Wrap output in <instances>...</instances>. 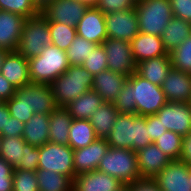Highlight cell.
I'll return each instance as SVG.
<instances>
[{
	"mask_svg": "<svg viewBox=\"0 0 191 191\" xmlns=\"http://www.w3.org/2000/svg\"><path fill=\"white\" fill-rule=\"evenodd\" d=\"M24 125L25 123L10 116V118L7 119L6 130H2L0 135L2 137H22Z\"/></svg>",
	"mask_w": 191,
	"mask_h": 191,
	"instance_id": "47",
	"label": "cell"
},
{
	"mask_svg": "<svg viewBox=\"0 0 191 191\" xmlns=\"http://www.w3.org/2000/svg\"><path fill=\"white\" fill-rule=\"evenodd\" d=\"M88 7L87 4L78 0H53L40 11V14L48 22H57L76 28Z\"/></svg>",
	"mask_w": 191,
	"mask_h": 191,
	"instance_id": "10",
	"label": "cell"
},
{
	"mask_svg": "<svg viewBox=\"0 0 191 191\" xmlns=\"http://www.w3.org/2000/svg\"><path fill=\"white\" fill-rule=\"evenodd\" d=\"M52 45L67 51L77 36L76 28L57 22H48Z\"/></svg>",
	"mask_w": 191,
	"mask_h": 191,
	"instance_id": "33",
	"label": "cell"
},
{
	"mask_svg": "<svg viewBox=\"0 0 191 191\" xmlns=\"http://www.w3.org/2000/svg\"><path fill=\"white\" fill-rule=\"evenodd\" d=\"M0 10L19 14L26 19L40 14L33 0H0Z\"/></svg>",
	"mask_w": 191,
	"mask_h": 191,
	"instance_id": "38",
	"label": "cell"
},
{
	"mask_svg": "<svg viewBox=\"0 0 191 191\" xmlns=\"http://www.w3.org/2000/svg\"><path fill=\"white\" fill-rule=\"evenodd\" d=\"M26 18L0 10V48L16 51Z\"/></svg>",
	"mask_w": 191,
	"mask_h": 191,
	"instance_id": "20",
	"label": "cell"
},
{
	"mask_svg": "<svg viewBox=\"0 0 191 191\" xmlns=\"http://www.w3.org/2000/svg\"><path fill=\"white\" fill-rule=\"evenodd\" d=\"M127 186L130 191H161L153 179H140Z\"/></svg>",
	"mask_w": 191,
	"mask_h": 191,
	"instance_id": "48",
	"label": "cell"
},
{
	"mask_svg": "<svg viewBox=\"0 0 191 191\" xmlns=\"http://www.w3.org/2000/svg\"><path fill=\"white\" fill-rule=\"evenodd\" d=\"M107 38L131 42L139 33L135 8L105 14Z\"/></svg>",
	"mask_w": 191,
	"mask_h": 191,
	"instance_id": "12",
	"label": "cell"
},
{
	"mask_svg": "<svg viewBox=\"0 0 191 191\" xmlns=\"http://www.w3.org/2000/svg\"><path fill=\"white\" fill-rule=\"evenodd\" d=\"M97 170L116 177L126 186L141 179L137 154L132 149L109 147Z\"/></svg>",
	"mask_w": 191,
	"mask_h": 191,
	"instance_id": "4",
	"label": "cell"
},
{
	"mask_svg": "<svg viewBox=\"0 0 191 191\" xmlns=\"http://www.w3.org/2000/svg\"><path fill=\"white\" fill-rule=\"evenodd\" d=\"M16 88L0 73V98L5 102L14 96Z\"/></svg>",
	"mask_w": 191,
	"mask_h": 191,
	"instance_id": "50",
	"label": "cell"
},
{
	"mask_svg": "<svg viewBox=\"0 0 191 191\" xmlns=\"http://www.w3.org/2000/svg\"><path fill=\"white\" fill-rule=\"evenodd\" d=\"M58 107H65L93 86V76L83 66H70L51 84Z\"/></svg>",
	"mask_w": 191,
	"mask_h": 191,
	"instance_id": "2",
	"label": "cell"
},
{
	"mask_svg": "<svg viewBox=\"0 0 191 191\" xmlns=\"http://www.w3.org/2000/svg\"><path fill=\"white\" fill-rule=\"evenodd\" d=\"M49 119L50 114H33L22 133L26 143L40 147L49 142Z\"/></svg>",
	"mask_w": 191,
	"mask_h": 191,
	"instance_id": "25",
	"label": "cell"
},
{
	"mask_svg": "<svg viewBox=\"0 0 191 191\" xmlns=\"http://www.w3.org/2000/svg\"><path fill=\"white\" fill-rule=\"evenodd\" d=\"M39 161V147L24 144L22 159L13 167L14 169L37 171Z\"/></svg>",
	"mask_w": 191,
	"mask_h": 191,
	"instance_id": "42",
	"label": "cell"
},
{
	"mask_svg": "<svg viewBox=\"0 0 191 191\" xmlns=\"http://www.w3.org/2000/svg\"><path fill=\"white\" fill-rule=\"evenodd\" d=\"M132 55L135 63L146 59L169 55L164 49L162 38L139 32L130 42Z\"/></svg>",
	"mask_w": 191,
	"mask_h": 191,
	"instance_id": "23",
	"label": "cell"
},
{
	"mask_svg": "<svg viewBox=\"0 0 191 191\" xmlns=\"http://www.w3.org/2000/svg\"><path fill=\"white\" fill-rule=\"evenodd\" d=\"M8 52L9 51L0 48V71H1V67H2L3 61H4V59H5V57H6Z\"/></svg>",
	"mask_w": 191,
	"mask_h": 191,
	"instance_id": "53",
	"label": "cell"
},
{
	"mask_svg": "<svg viewBox=\"0 0 191 191\" xmlns=\"http://www.w3.org/2000/svg\"><path fill=\"white\" fill-rule=\"evenodd\" d=\"M120 191H130L128 186H125L124 188H122Z\"/></svg>",
	"mask_w": 191,
	"mask_h": 191,
	"instance_id": "56",
	"label": "cell"
},
{
	"mask_svg": "<svg viewBox=\"0 0 191 191\" xmlns=\"http://www.w3.org/2000/svg\"><path fill=\"white\" fill-rule=\"evenodd\" d=\"M31 83L51 84L69 67L66 51L49 45L39 56L28 59Z\"/></svg>",
	"mask_w": 191,
	"mask_h": 191,
	"instance_id": "3",
	"label": "cell"
},
{
	"mask_svg": "<svg viewBox=\"0 0 191 191\" xmlns=\"http://www.w3.org/2000/svg\"><path fill=\"white\" fill-rule=\"evenodd\" d=\"M78 1L87 4L89 7L96 6L99 2V0H78Z\"/></svg>",
	"mask_w": 191,
	"mask_h": 191,
	"instance_id": "54",
	"label": "cell"
},
{
	"mask_svg": "<svg viewBox=\"0 0 191 191\" xmlns=\"http://www.w3.org/2000/svg\"><path fill=\"white\" fill-rule=\"evenodd\" d=\"M109 147L106 139L98 138L88 146L74 150L73 164L75 175L97 170L101 159Z\"/></svg>",
	"mask_w": 191,
	"mask_h": 191,
	"instance_id": "15",
	"label": "cell"
},
{
	"mask_svg": "<svg viewBox=\"0 0 191 191\" xmlns=\"http://www.w3.org/2000/svg\"><path fill=\"white\" fill-rule=\"evenodd\" d=\"M25 142L23 137H2L0 157L14 167L22 159Z\"/></svg>",
	"mask_w": 191,
	"mask_h": 191,
	"instance_id": "32",
	"label": "cell"
},
{
	"mask_svg": "<svg viewBox=\"0 0 191 191\" xmlns=\"http://www.w3.org/2000/svg\"><path fill=\"white\" fill-rule=\"evenodd\" d=\"M136 154L141 179H153L171 161L154 142L140 149Z\"/></svg>",
	"mask_w": 191,
	"mask_h": 191,
	"instance_id": "19",
	"label": "cell"
},
{
	"mask_svg": "<svg viewBox=\"0 0 191 191\" xmlns=\"http://www.w3.org/2000/svg\"><path fill=\"white\" fill-rule=\"evenodd\" d=\"M172 68L191 74V35L170 53Z\"/></svg>",
	"mask_w": 191,
	"mask_h": 191,
	"instance_id": "36",
	"label": "cell"
},
{
	"mask_svg": "<svg viewBox=\"0 0 191 191\" xmlns=\"http://www.w3.org/2000/svg\"><path fill=\"white\" fill-rule=\"evenodd\" d=\"M183 136L172 131H165L154 143L170 160H179L182 150Z\"/></svg>",
	"mask_w": 191,
	"mask_h": 191,
	"instance_id": "35",
	"label": "cell"
},
{
	"mask_svg": "<svg viewBox=\"0 0 191 191\" xmlns=\"http://www.w3.org/2000/svg\"><path fill=\"white\" fill-rule=\"evenodd\" d=\"M73 155L74 150L69 145L48 142L39 147L38 169L61 173L74 180Z\"/></svg>",
	"mask_w": 191,
	"mask_h": 191,
	"instance_id": "8",
	"label": "cell"
},
{
	"mask_svg": "<svg viewBox=\"0 0 191 191\" xmlns=\"http://www.w3.org/2000/svg\"><path fill=\"white\" fill-rule=\"evenodd\" d=\"M119 111L113 103H103L94 114L90 117V124L98 138L106 139L114 127L115 120Z\"/></svg>",
	"mask_w": 191,
	"mask_h": 191,
	"instance_id": "28",
	"label": "cell"
},
{
	"mask_svg": "<svg viewBox=\"0 0 191 191\" xmlns=\"http://www.w3.org/2000/svg\"><path fill=\"white\" fill-rule=\"evenodd\" d=\"M17 89L27 96V105L34 114H50L58 107L50 84L30 83Z\"/></svg>",
	"mask_w": 191,
	"mask_h": 191,
	"instance_id": "17",
	"label": "cell"
},
{
	"mask_svg": "<svg viewBox=\"0 0 191 191\" xmlns=\"http://www.w3.org/2000/svg\"><path fill=\"white\" fill-rule=\"evenodd\" d=\"M113 105L120 114H136V104L131 102V82L128 79L114 100Z\"/></svg>",
	"mask_w": 191,
	"mask_h": 191,
	"instance_id": "41",
	"label": "cell"
},
{
	"mask_svg": "<svg viewBox=\"0 0 191 191\" xmlns=\"http://www.w3.org/2000/svg\"><path fill=\"white\" fill-rule=\"evenodd\" d=\"M92 76L108 69L107 55L101 44H98L88 55L82 65Z\"/></svg>",
	"mask_w": 191,
	"mask_h": 191,
	"instance_id": "40",
	"label": "cell"
},
{
	"mask_svg": "<svg viewBox=\"0 0 191 191\" xmlns=\"http://www.w3.org/2000/svg\"><path fill=\"white\" fill-rule=\"evenodd\" d=\"M127 79L128 77L124 74L107 69L93 76L92 89L101 96L104 102L113 103Z\"/></svg>",
	"mask_w": 191,
	"mask_h": 191,
	"instance_id": "22",
	"label": "cell"
},
{
	"mask_svg": "<svg viewBox=\"0 0 191 191\" xmlns=\"http://www.w3.org/2000/svg\"><path fill=\"white\" fill-rule=\"evenodd\" d=\"M12 191H39L36 171L14 169Z\"/></svg>",
	"mask_w": 191,
	"mask_h": 191,
	"instance_id": "39",
	"label": "cell"
},
{
	"mask_svg": "<svg viewBox=\"0 0 191 191\" xmlns=\"http://www.w3.org/2000/svg\"><path fill=\"white\" fill-rule=\"evenodd\" d=\"M97 46V44L87 41L80 36H76L72 44L66 51L68 62L70 66H81L83 61L88 58L90 52Z\"/></svg>",
	"mask_w": 191,
	"mask_h": 191,
	"instance_id": "34",
	"label": "cell"
},
{
	"mask_svg": "<svg viewBox=\"0 0 191 191\" xmlns=\"http://www.w3.org/2000/svg\"><path fill=\"white\" fill-rule=\"evenodd\" d=\"M72 116L65 107H57L50 113L49 142L68 145Z\"/></svg>",
	"mask_w": 191,
	"mask_h": 191,
	"instance_id": "26",
	"label": "cell"
},
{
	"mask_svg": "<svg viewBox=\"0 0 191 191\" xmlns=\"http://www.w3.org/2000/svg\"><path fill=\"white\" fill-rule=\"evenodd\" d=\"M39 191H72L73 180L61 173L37 169Z\"/></svg>",
	"mask_w": 191,
	"mask_h": 191,
	"instance_id": "31",
	"label": "cell"
},
{
	"mask_svg": "<svg viewBox=\"0 0 191 191\" xmlns=\"http://www.w3.org/2000/svg\"><path fill=\"white\" fill-rule=\"evenodd\" d=\"M164 127L185 136L191 132V104L167 102L156 114Z\"/></svg>",
	"mask_w": 191,
	"mask_h": 191,
	"instance_id": "11",
	"label": "cell"
},
{
	"mask_svg": "<svg viewBox=\"0 0 191 191\" xmlns=\"http://www.w3.org/2000/svg\"><path fill=\"white\" fill-rule=\"evenodd\" d=\"M137 0H99L96 7L104 14L126 11L136 7Z\"/></svg>",
	"mask_w": 191,
	"mask_h": 191,
	"instance_id": "43",
	"label": "cell"
},
{
	"mask_svg": "<svg viewBox=\"0 0 191 191\" xmlns=\"http://www.w3.org/2000/svg\"><path fill=\"white\" fill-rule=\"evenodd\" d=\"M161 88L168 102H191V74L171 69Z\"/></svg>",
	"mask_w": 191,
	"mask_h": 191,
	"instance_id": "18",
	"label": "cell"
},
{
	"mask_svg": "<svg viewBox=\"0 0 191 191\" xmlns=\"http://www.w3.org/2000/svg\"><path fill=\"white\" fill-rule=\"evenodd\" d=\"M14 168L0 157V191H12Z\"/></svg>",
	"mask_w": 191,
	"mask_h": 191,
	"instance_id": "45",
	"label": "cell"
},
{
	"mask_svg": "<svg viewBox=\"0 0 191 191\" xmlns=\"http://www.w3.org/2000/svg\"><path fill=\"white\" fill-rule=\"evenodd\" d=\"M180 161L191 167V132L183 136Z\"/></svg>",
	"mask_w": 191,
	"mask_h": 191,
	"instance_id": "49",
	"label": "cell"
},
{
	"mask_svg": "<svg viewBox=\"0 0 191 191\" xmlns=\"http://www.w3.org/2000/svg\"><path fill=\"white\" fill-rule=\"evenodd\" d=\"M146 127L148 128L152 142L167 131V128L163 126L160 119L155 114L146 116Z\"/></svg>",
	"mask_w": 191,
	"mask_h": 191,
	"instance_id": "46",
	"label": "cell"
},
{
	"mask_svg": "<svg viewBox=\"0 0 191 191\" xmlns=\"http://www.w3.org/2000/svg\"><path fill=\"white\" fill-rule=\"evenodd\" d=\"M173 16L191 23V0H169Z\"/></svg>",
	"mask_w": 191,
	"mask_h": 191,
	"instance_id": "44",
	"label": "cell"
},
{
	"mask_svg": "<svg viewBox=\"0 0 191 191\" xmlns=\"http://www.w3.org/2000/svg\"><path fill=\"white\" fill-rule=\"evenodd\" d=\"M10 111L4 102L0 105V133L2 130H6L7 119L10 118Z\"/></svg>",
	"mask_w": 191,
	"mask_h": 191,
	"instance_id": "51",
	"label": "cell"
},
{
	"mask_svg": "<svg viewBox=\"0 0 191 191\" xmlns=\"http://www.w3.org/2000/svg\"><path fill=\"white\" fill-rule=\"evenodd\" d=\"M0 73L16 89L31 83L28 59L17 51H9L7 53Z\"/></svg>",
	"mask_w": 191,
	"mask_h": 191,
	"instance_id": "21",
	"label": "cell"
},
{
	"mask_svg": "<svg viewBox=\"0 0 191 191\" xmlns=\"http://www.w3.org/2000/svg\"><path fill=\"white\" fill-rule=\"evenodd\" d=\"M188 177H189V185L191 187V167H189V170H188Z\"/></svg>",
	"mask_w": 191,
	"mask_h": 191,
	"instance_id": "55",
	"label": "cell"
},
{
	"mask_svg": "<svg viewBox=\"0 0 191 191\" xmlns=\"http://www.w3.org/2000/svg\"><path fill=\"white\" fill-rule=\"evenodd\" d=\"M125 186L116 177L93 170L76 175L72 191H120Z\"/></svg>",
	"mask_w": 191,
	"mask_h": 191,
	"instance_id": "16",
	"label": "cell"
},
{
	"mask_svg": "<svg viewBox=\"0 0 191 191\" xmlns=\"http://www.w3.org/2000/svg\"><path fill=\"white\" fill-rule=\"evenodd\" d=\"M3 103H4V101L0 98V105L3 104Z\"/></svg>",
	"mask_w": 191,
	"mask_h": 191,
	"instance_id": "57",
	"label": "cell"
},
{
	"mask_svg": "<svg viewBox=\"0 0 191 191\" xmlns=\"http://www.w3.org/2000/svg\"><path fill=\"white\" fill-rule=\"evenodd\" d=\"M5 103L10 115L23 123H27L34 114L27 105V96H24L18 89L15 90L14 96Z\"/></svg>",
	"mask_w": 191,
	"mask_h": 191,
	"instance_id": "37",
	"label": "cell"
},
{
	"mask_svg": "<svg viewBox=\"0 0 191 191\" xmlns=\"http://www.w3.org/2000/svg\"><path fill=\"white\" fill-rule=\"evenodd\" d=\"M131 82V102L136 104V114H156L168 101L161 86L151 83L136 72L128 77Z\"/></svg>",
	"mask_w": 191,
	"mask_h": 191,
	"instance_id": "6",
	"label": "cell"
},
{
	"mask_svg": "<svg viewBox=\"0 0 191 191\" xmlns=\"http://www.w3.org/2000/svg\"><path fill=\"white\" fill-rule=\"evenodd\" d=\"M106 140L112 148L132 149L135 152L153 143L146 127V116L137 114L119 113Z\"/></svg>",
	"mask_w": 191,
	"mask_h": 191,
	"instance_id": "1",
	"label": "cell"
},
{
	"mask_svg": "<svg viewBox=\"0 0 191 191\" xmlns=\"http://www.w3.org/2000/svg\"><path fill=\"white\" fill-rule=\"evenodd\" d=\"M191 35V23L173 17L161 35L164 49L167 53L177 48Z\"/></svg>",
	"mask_w": 191,
	"mask_h": 191,
	"instance_id": "29",
	"label": "cell"
},
{
	"mask_svg": "<svg viewBox=\"0 0 191 191\" xmlns=\"http://www.w3.org/2000/svg\"><path fill=\"white\" fill-rule=\"evenodd\" d=\"M172 69L170 55L143 60L136 65V73L151 83L161 86Z\"/></svg>",
	"mask_w": 191,
	"mask_h": 191,
	"instance_id": "24",
	"label": "cell"
},
{
	"mask_svg": "<svg viewBox=\"0 0 191 191\" xmlns=\"http://www.w3.org/2000/svg\"><path fill=\"white\" fill-rule=\"evenodd\" d=\"M53 0H33V3L37 6V8L41 11L47 4H49Z\"/></svg>",
	"mask_w": 191,
	"mask_h": 191,
	"instance_id": "52",
	"label": "cell"
},
{
	"mask_svg": "<svg viewBox=\"0 0 191 191\" xmlns=\"http://www.w3.org/2000/svg\"><path fill=\"white\" fill-rule=\"evenodd\" d=\"M49 45L52 41L48 21L41 14L26 19L16 51L30 59L39 56Z\"/></svg>",
	"mask_w": 191,
	"mask_h": 191,
	"instance_id": "7",
	"label": "cell"
},
{
	"mask_svg": "<svg viewBox=\"0 0 191 191\" xmlns=\"http://www.w3.org/2000/svg\"><path fill=\"white\" fill-rule=\"evenodd\" d=\"M98 137L89 120L73 119L69 129L68 145L73 149L84 148L97 140Z\"/></svg>",
	"mask_w": 191,
	"mask_h": 191,
	"instance_id": "30",
	"label": "cell"
},
{
	"mask_svg": "<svg viewBox=\"0 0 191 191\" xmlns=\"http://www.w3.org/2000/svg\"><path fill=\"white\" fill-rule=\"evenodd\" d=\"M103 103L105 102L101 96L93 89H90L70 102L65 108L73 119L89 120L92 114H94Z\"/></svg>",
	"mask_w": 191,
	"mask_h": 191,
	"instance_id": "27",
	"label": "cell"
},
{
	"mask_svg": "<svg viewBox=\"0 0 191 191\" xmlns=\"http://www.w3.org/2000/svg\"><path fill=\"white\" fill-rule=\"evenodd\" d=\"M135 10L139 32L160 37L174 17L169 0H138Z\"/></svg>",
	"mask_w": 191,
	"mask_h": 191,
	"instance_id": "5",
	"label": "cell"
},
{
	"mask_svg": "<svg viewBox=\"0 0 191 191\" xmlns=\"http://www.w3.org/2000/svg\"><path fill=\"white\" fill-rule=\"evenodd\" d=\"M189 166L180 160H171L153 180L161 191H191Z\"/></svg>",
	"mask_w": 191,
	"mask_h": 191,
	"instance_id": "13",
	"label": "cell"
},
{
	"mask_svg": "<svg viewBox=\"0 0 191 191\" xmlns=\"http://www.w3.org/2000/svg\"><path fill=\"white\" fill-rule=\"evenodd\" d=\"M101 45L107 55L108 70L127 77L136 72L137 64L133 59L129 41L107 38Z\"/></svg>",
	"mask_w": 191,
	"mask_h": 191,
	"instance_id": "9",
	"label": "cell"
},
{
	"mask_svg": "<svg viewBox=\"0 0 191 191\" xmlns=\"http://www.w3.org/2000/svg\"><path fill=\"white\" fill-rule=\"evenodd\" d=\"M77 35L95 44L107 39L105 14L96 6H90L76 26Z\"/></svg>",
	"mask_w": 191,
	"mask_h": 191,
	"instance_id": "14",
	"label": "cell"
}]
</instances>
